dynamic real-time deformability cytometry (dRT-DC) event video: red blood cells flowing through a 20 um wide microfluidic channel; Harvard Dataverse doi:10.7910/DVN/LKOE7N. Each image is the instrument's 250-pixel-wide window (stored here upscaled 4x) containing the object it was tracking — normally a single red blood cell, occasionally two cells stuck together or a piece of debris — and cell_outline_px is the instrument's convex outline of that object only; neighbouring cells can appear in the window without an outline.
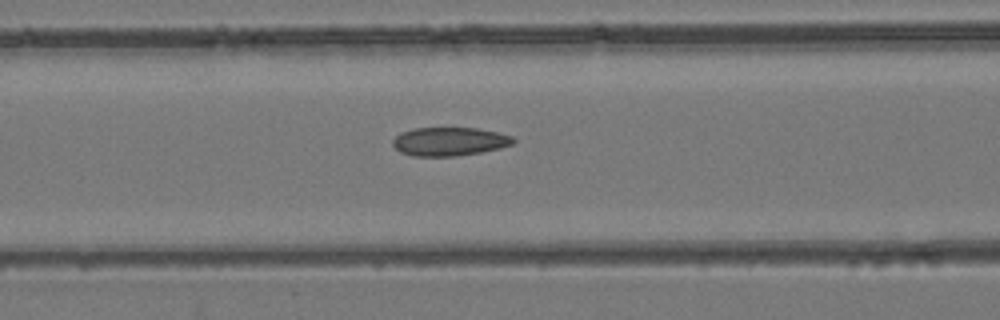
{"species": "common noctule bat (a hibernating species)", "species_latin": "Nyctalus noctula", "temperature_condition": "room temperature", "stored_images_in_passage": 33, "camera_frame_rate_fps": 3000, "um_per_image_px": 0.085, "animal": {"sex": "female", "body_mass_g": 24.6, "forearm_length_mm": 56.2}, "frame": {"image": 1, "passage_image": 5, "time_ms": 1.333, "image_size_px": [1000, 320], "cell_outline_px": [[516, 140], [512, 144], [500, 148], [480, 152], [456, 156], [412, 156], [400, 152], [392, 144], [392, 140], [400, 132], [412, 128], [476, 128], [496, 132], [512, 136]], "centroid_in_image_um": [38.17, 12.03], "position_along_channel_um": 128.4, "area_um2": 20.06}}
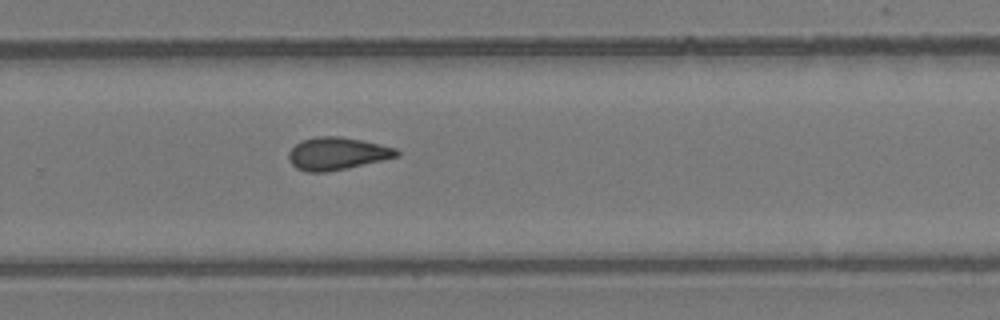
{"frame": {"image": 2, "passage_image": 17, "time_ms": 5.333, "image_size_px": [1000, 320], "cell_outline_px": [[400, 156], [344, 168], [324, 172], [308, 172], [296, 168], [288, 160], [288, 152], [300, 140], [316, 136], [340, 136], [360, 140], [396, 148], [400, 152]], "centroid_in_image_um": [28.61, 13.04], "position_along_channel_um": 301.2, "area_um2": 20.29}}
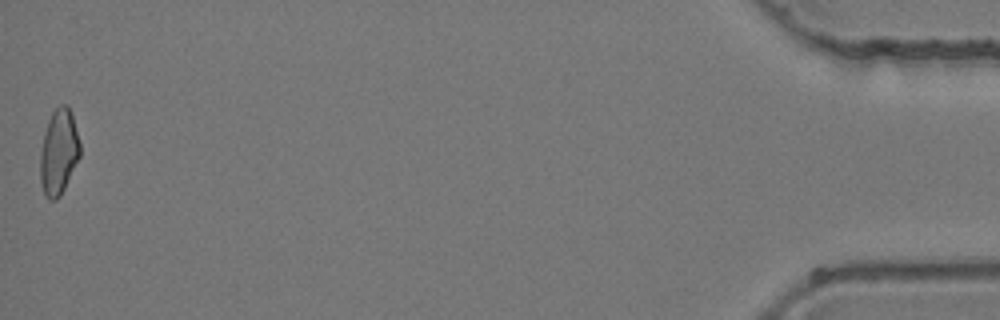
{"frame": {"image": 3, "passage_image": 33, "time_ms": 10.667, "image_size_px": [1000, 320], "cell_outline_px": [[80, 156], [60, 196], [56, 200], [48, 200], [44, 192], [40, 180], [40, 152], [44, 132], [48, 120], [52, 112], [60, 104], [68, 104], [72, 112], [80, 144]], "centroid_in_image_um": [4.99, 12.89], "position_along_channel_um": 430.2, "area_um2": 19.88}}